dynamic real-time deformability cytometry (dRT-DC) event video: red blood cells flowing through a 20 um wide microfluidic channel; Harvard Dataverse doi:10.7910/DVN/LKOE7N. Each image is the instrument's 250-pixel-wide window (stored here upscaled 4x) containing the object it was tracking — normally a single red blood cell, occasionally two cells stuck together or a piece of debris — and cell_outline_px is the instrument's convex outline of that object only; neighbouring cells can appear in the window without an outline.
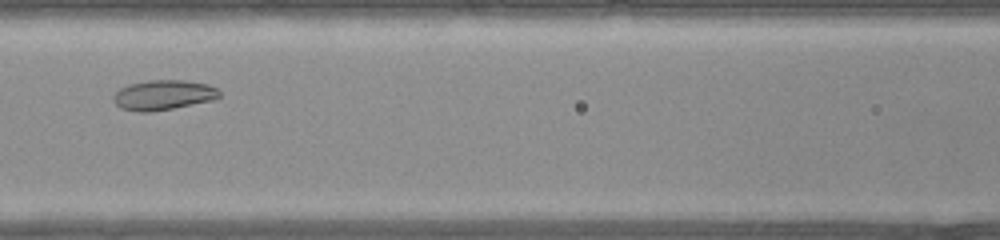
{"species": "common noctule bat (a hibernating species)", "species_latin": "Nyctalus noctula", "temperature_condition": "warm", "stored_images_in_passage": 28, "camera_frame_rate_fps": 3000, "um_per_image_px": 0.085, "animal": {"sex": "female", "body_mass_g": 22.0, "forearm_length_mm": 56.7}, "frame": {"image": 1, "passage_image": 8, "time_ms": 2.333, "image_size_px": [1000, 240], "cell_outline_px": [[220, 96], [216, 100], [152, 112], [140, 112], [120, 108], [112, 100], [112, 96], [120, 88], [128, 84], [148, 80], [184, 80], [208, 84], [216, 88], [220, 92]], "centroid_in_image_um": [13.88, 8.08], "position_along_channel_um": 152.7, "area_um2": 18.73}}
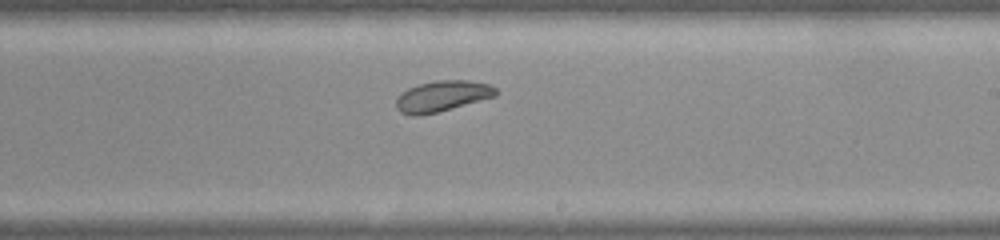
{"frame": {"image": 2, "passage_image": 14, "time_ms": 4.333, "image_size_px": [1000, 240], "cell_outline_px": [[496, 96], [436, 112], [416, 116], [412, 116], [400, 112], [396, 108], [396, 100], [408, 88], [420, 84], [436, 80], [468, 80], [488, 84], [496, 88]], "centroid_in_image_um": [37.58, 8.17], "position_along_channel_um": 251.4, "area_um2": 17.57}}
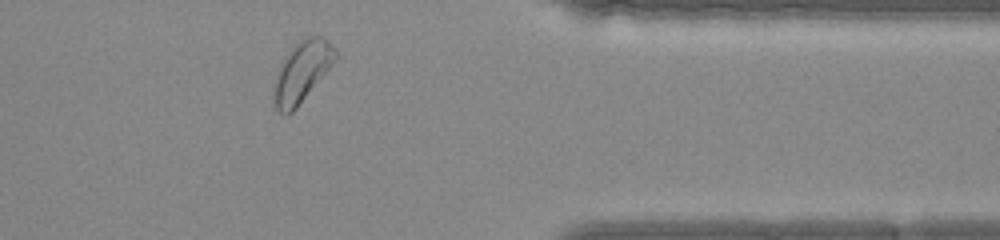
{"frame": {"image": 3, "passage_image": 23, "time_ms": 7.333, "image_size_px": [1000, 240], "cell_outline_px": [[336, 60], [296, 108], [292, 112], [284, 116], [276, 108], [272, 96], [276, 80], [284, 56], [300, 40], [308, 36], [324, 36], [336, 48]], "centroid_in_image_um": [25.68, 6.09], "position_along_channel_um": 385.7, "area_um2": 21.44}}